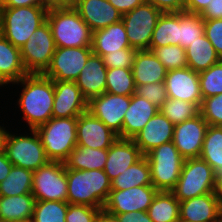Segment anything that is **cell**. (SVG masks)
I'll list each match as a JSON object with an SVG mask.
<instances>
[{
    "label": "cell",
    "mask_w": 222,
    "mask_h": 222,
    "mask_svg": "<svg viewBox=\"0 0 222 222\" xmlns=\"http://www.w3.org/2000/svg\"><path fill=\"white\" fill-rule=\"evenodd\" d=\"M47 22L56 47H91L93 32L75 8L48 10Z\"/></svg>",
    "instance_id": "cell-4"
},
{
    "label": "cell",
    "mask_w": 222,
    "mask_h": 222,
    "mask_svg": "<svg viewBox=\"0 0 222 222\" xmlns=\"http://www.w3.org/2000/svg\"><path fill=\"white\" fill-rule=\"evenodd\" d=\"M15 222H31V221H15Z\"/></svg>",
    "instance_id": "cell-60"
},
{
    "label": "cell",
    "mask_w": 222,
    "mask_h": 222,
    "mask_svg": "<svg viewBox=\"0 0 222 222\" xmlns=\"http://www.w3.org/2000/svg\"><path fill=\"white\" fill-rule=\"evenodd\" d=\"M162 13L155 6L144 2L122 15V22L131 48L149 50L153 31Z\"/></svg>",
    "instance_id": "cell-11"
},
{
    "label": "cell",
    "mask_w": 222,
    "mask_h": 222,
    "mask_svg": "<svg viewBox=\"0 0 222 222\" xmlns=\"http://www.w3.org/2000/svg\"><path fill=\"white\" fill-rule=\"evenodd\" d=\"M36 201L67 202L68 184L63 162L49 161L33 171L32 191Z\"/></svg>",
    "instance_id": "cell-9"
},
{
    "label": "cell",
    "mask_w": 222,
    "mask_h": 222,
    "mask_svg": "<svg viewBox=\"0 0 222 222\" xmlns=\"http://www.w3.org/2000/svg\"><path fill=\"white\" fill-rule=\"evenodd\" d=\"M158 190L153 185L111 190L103 209L117 215L134 211L147 212Z\"/></svg>",
    "instance_id": "cell-13"
},
{
    "label": "cell",
    "mask_w": 222,
    "mask_h": 222,
    "mask_svg": "<svg viewBox=\"0 0 222 222\" xmlns=\"http://www.w3.org/2000/svg\"><path fill=\"white\" fill-rule=\"evenodd\" d=\"M159 111L174 125L180 124L200 113L199 107L195 103L170 98L162 104Z\"/></svg>",
    "instance_id": "cell-39"
},
{
    "label": "cell",
    "mask_w": 222,
    "mask_h": 222,
    "mask_svg": "<svg viewBox=\"0 0 222 222\" xmlns=\"http://www.w3.org/2000/svg\"><path fill=\"white\" fill-rule=\"evenodd\" d=\"M9 131L0 126V153L5 152V143L8 136Z\"/></svg>",
    "instance_id": "cell-57"
},
{
    "label": "cell",
    "mask_w": 222,
    "mask_h": 222,
    "mask_svg": "<svg viewBox=\"0 0 222 222\" xmlns=\"http://www.w3.org/2000/svg\"><path fill=\"white\" fill-rule=\"evenodd\" d=\"M56 50L49 23L46 21L20 48L23 65L28 74H43L50 65Z\"/></svg>",
    "instance_id": "cell-10"
},
{
    "label": "cell",
    "mask_w": 222,
    "mask_h": 222,
    "mask_svg": "<svg viewBox=\"0 0 222 222\" xmlns=\"http://www.w3.org/2000/svg\"><path fill=\"white\" fill-rule=\"evenodd\" d=\"M35 202L32 193L0 196V219L4 222L31 221Z\"/></svg>",
    "instance_id": "cell-28"
},
{
    "label": "cell",
    "mask_w": 222,
    "mask_h": 222,
    "mask_svg": "<svg viewBox=\"0 0 222 222\" xmlns=\"http://www.w3.org/2000/svg\"><path fill=\"white\" fill-rule=\"evenodd\" d=\"M179 45V12L162 13L153 31L149 50Z\"/></svg>",
    "instance_id": "cell-32"
},
{
    "label": "cell",
    "mask_w": 222,
    "mask_h": 222,
    "mask_svg": "<svg viewBox=\"0 0 222 222\" xmlns=\"http://www.w3.org/2000/svg\"><path fill=\"white\" fill-rule=\"evenodd\" d=\"M215 194L220 201V205L222 208V173L216 175V188Z\"/></svg>",
    "instance_id": "cell-56"
},
{
    "label": "cell",
    "mask_w": 222,
    "mask_h": 222,
    "mask_svg": "<svg viewBox=\"0 0 222 222\" xmlns=\"http://www.w3.org/2000/svg\"><path fill=\"white\" fill-rule=\"evenodd\" d=\"M218 222H222V208H221V211H220V215H219V220Z\"/></svg>",
    "instance_id": "cell-58"
},
{
    "label": "cell",
    "mask_w": 222,
    "mask_h": 222,
    "mask_svg": "<svg viewBox=\"0 0 222 222\" xmlns=\"http://www.w3.org/2000/svg\"><path fill=\"white\" fill-rule=\"evenodd\" d=\"M29 135L24 133L18 136L9 132L5 143V154L14 166L35 171L50 160L38 133L31 129Z\"/></svg>",
    "instance_id": "cell-8"
},
{
    "label": "cell",
    "mask_w": 222,
    "mask_h": 222,
    "mask_svg": "<svg viewBox=\"0 0 222 222\" xmlns=\"http://www.w3.org/2000/svg\"><path fill=\"white\" fill-rule=\"evenodd\" d=\"M220 211V201L213 192L181 201L179 216L192 222H218Z\"/></svg>",
    "instance_id": "cell-22"
},
{
    "label": "cell",
    "mask_w": 222,
    "mask_h": 222,
    "mask_svg": "<svg viewBox=\"0 0 222 222\" xmlns=\"http://www.w3.org/2000/svg\"><path fill=\"white\" fill-rule=\"evenodd\" d=\"M33 171L12 166L9 175L0 183V196H16L32 191Z\"/></svg>",
    "instance_id": "cell-35"
},
{
    "label": "cell",
    "mask_w": 222,
    "mask_h": 222,
    "mask_svg": "<svg viewBox=\"0 0 222 222\" xmlns=\"http://www.w3.org/2000/svg\"><path fill=\"white\" fill-rule=\"evenodd\" d=\"M78 0H42V6L46 10L75 8Z\"/></svg>",
    "instance_id": "cell-52"
},
{
    "label": "cell",
    "mask_w": 222,
    "mask_h": 222,
    "mask_svg": "<svg viewBox=\"0 0 222 222\" xmlns=\"http://www.w3.org/2000/svg\"><path fill=\"white\" fill-rule=\"evenodd\" d=\"M68 184L67 202L75 205H86L103 209L111 181L104 170L66 169Z\"/></svg>",
    "instance_id": "cell-2"
},
{
    "label": "cell",
    "mask_w": 222,
    "mask_h": 222,
    "mask_svg": "<svg viewBox=\"0 0 222 222\" xmlns=\"http://www.w3.org/2000/svg\"><path fill=\"white\" fill-rule=\"evenodd\" d=\"M28 75L20 49L0 33V87L14 83Z\"/></svg>",
    "instance_id": "cell-26"
},
{
    "label": "cell",
    "mask_w": 222,
    "mask_h": 222,
    "mask_svg": "<svg viewBox=\"0 0 222 222\" xmlns=\"http://www.w3.org/2000/svg\"><path fill=\"white\" fill-rule=\"evenodd\" d=\"M107 68L101 56L92 54L75 81L82 95L89 101L105 93Z\"/></svg>",
    "instance_id": "cell-23"
},
{
    "label": "cell",
    "mask_w": 222,
    "mask_h": 222,
    "mask_svg": "<svg viewBox=\"0 0 222 222\" xmlns=\"http://www.w3.org/2000/svg\"><path fill=\"white\" fill-rule=\"evenodd\" d=\"M143 154L132 139L118 138L109 148L104 171L110 181L137 162Z\"/></svg>",
    "instance_id": "cell-21"
},
{
    "label": "cell",
    "mask_w": 222,
    "mask_h": 222,
    "mask_svg": "<svg viewBox=\"0 0 222 222\" xmlns=\"http://www.w3.org/2000/svg\"><path fill=\"white\" fill-rule=\"evenodd\" d=\"M180 202L171 191H158L147 213L152 222H178Z\"/></svg>",
    "instance_id": "cell-33"
},
{
    "label": "cell",
    "mask_w": 222,
    "mask_h": 222,
    "mask_svg": "<svg viewBox=\"0 0 222 222\" xmlns=\"http://www.w3.org/2000/svg\"><path fill=\"white\" fill-rule=\"evenodd\" d=\"M158 111L159 109L150 101L134 93L131 96L130 106L125 112L122 133L118 137L133 139Z\"/></svg>",
    "instance_id": "cell-24"
},
{
    "label": "cell",
    "mask_w": 222,
    "mask_h": 222,
    "mask_svg": "<svg viewBox=\"0 0 222 222\" xmlns=\"http://www.w3.org/2000/svg\"><path fill=\"white\" fill-rule=\"evenodd\" d=\"M210 3L211 0H185L184 11L200 15Z\"/></svg>",
    "instance_id": "cell-51"
},
{
    "label": "cell",
    "mask_w": 222,
    "mask_h": 222,
    "mask_svg": "<svg viewBox=\"0 0 222 222\" xmlns=\"http://www.w3.org/2000/svg\"><path fill=\"white\" fill-rule=\"evenodd\" d=\"M135 91L136 85L132 69H107L105 92L110 94L132 96Z\"/></svg>",
    "instance_id": "cell-36"
},
{
    "label": "cell",
    "mask_w": 222,
    "mask_h": 222,
    "mask_svg": "<svg viewBox=\"0 0 222 222\" xmlns=\"http://www.w3.org/2000/svg\"><path fill=\"white\" fill-rule=\"evenodd\" d=\"M12 84L22 85V93L17 99L29 130L45 124L53 117L54 81L43 74H28Z\"/></svg>",
    "instance_id": "cell-1"
},
{
    "label": "cell",
    "mask_w": 222,
    "mask_h": 222,
    "mask_svg": "<svg viewBox=\"0 0 222 222\" xmlns=\"http://www.w3.org/2000/svg\"><path fill=\"white\" fill-rule=\"evenodd\" d=\"M199 110L208 125L222 126V94L203 98Z\"/></svg>",
    "instance_id": "cell-42"
},
{
    "label": "cell",
    "mask_w": 222,
    "mask_h": 222,
    "mask_svg": "<svg viewBox=\"0 0 222 222\" xmlns=\"http://www.w3.org/2000/svg\"><path fill=\"white\" fill-rule=\"evenodd\" d=\"M174 124L158 111L132 139L143 155L173 141Z\"/></svg>",
    "instance_id": "cell-19"
},
{
    "label": "cell",
    "mask_w": 222,
    "mask_h": 222,
    "mask_svg": "<svg viewBox=\"0 0 222 222\" xmlns=\"http://www.w3.org/2000/svg\"><path fill=\"white\" fill-rule=\"evenodd\" d=\"M199 158L216 174L222 173V126L208 125Z\"/></svg>",
    "instance_id": "cell-34"
},
{
    "label": "cell",
    "mask_w": 222,
    "mask_h": 222,
    "mask_svg": "<svg viewBox=\"0 0 222 222\" xmlns=\"http://www.w3.org/2000/svg\"><path fill=\"white\" fill-rule=\"evenodd\" d=\"M145 156L150 167L152 185L158 191H171L180 177L185 161L173 141L154 148Z\"/></svg>",
    "instance_id": "cell-7"
},
{
    "label": "cell",
    "mask_w": 222,
    "mask_h": 222,
    "mask_svg": "<svg viewBox=\"0 0 222 222\" xmlns=\"http://www.w3.org/2000/svg\"><path fill=\"white\" fill-rule=\"evenodd\" d=\"M216 173L201 158L185 159L180 177L171 190L181 201L215 192Z\"/></svg>",
    "instance_id": "cell-6"
},
{
    "label": "cell",
    "mask_w": 222,
    "mask_h": 222,
    "mask_svg": "<svg viewBox=\"0 0 222 222\" xmlns=\"http://www.w3.org/2000/svg\"><path fill=\"white\" fill-rule=\"evenodd\" d=\"M92 54L91 47H56L43 75L53 81H76Z\"/></svg>",
    "instance_id": "cell-12"
},
{
    "label": "cell",
    "mask_w": 222,
    "mask_h": 222,
    "mask_svg": "<svg viewBox=\"0 0 222 222\" xmlns=\"http://www.w3.org/2000/svg\"><path fill=\"white\" fill-rule=\"evenodd\" d=\"M109 3L122 15L132 11L137 6L142 5L144 0H108Z\"/></svg>",
    "instance_id": "cell-49"
},
{
    "label": "cell",
    "mask_w": 222,
    "mask_h": 222,
    "mask_svg": "<svg viewBox=\"0 0 222 222\" xmlns=\"http://www.w3.org/2000/svg\"><path fill=\"white\" fill-rule=\"evenodd\" d=\"M47 14L43 6L0 8V33L20 49L47 21Z\"/></svg>",
    "instance_id": "cell-3"
},
{
    "label": "cell",
    "mask_w": 222,
    "mask_h": 222,
    "mask_svg": "<svg viewBox=\"0 0 222 222\" xmlns=\"http://www.w3.org/2000/svg\"><path fill=\"white\" fill-rule=\"evenodd\" d=\"M88 110V101L75 81H54V118L78 117Z\"/></svg>",
    "instance_id": "cell-18"
},
{
    "label": "cell",
    "mask_w": 222,
    "mask_h": 222,
    "mask_svg": "<svg viewBox=\"0 0 222 222\" xmlns=\"http://www.w3.org/2000/svg\"><path fill=\"white\" fill-rule=\"evenodd\" d=\"M204 35V20L199 14L179 12V45L188 47Z\"/></svg>",
    "instance_id": "cell-37"
},
{
    "label": "cell",
    "mask_w": 222,
    "mask_h": 222,
    "mask_svg": "<svg viewBox=\"0 0 222 222\" xmlns=\"http://www.w3.org/2000/svg\"><path fill=\"white\" fill-rule=\"evenodd\" d=\"M13 164L7 159L5 152L0 153V183L9 175Z\"/></svg>",
    "instance_id": "cell-54"
},
{
    "label": "cell",
    "mask_w": 222,
    "mask_h": 222,
    "mask_svg": "<svg viewBox=\"0 0 222 222\" xmlns=\"http://www.w3.org/2000/svg\"><path fill=\"white\" fill-rule=\"evenodd\" d=\"M123 48L131 46L122 20L92 33L91 49L95 55L103 57Z\"/></svg>",
    "instance_id": "cell-25"
},
{
    "label": "cell",
    "mask_w": 222,
    "mask_h": 222,
    "mask_svg": "<svg viewBox=\"0 0 222 222\" xmlns=\"http://www.w3.org/2000/svg\"><path fill=\"white\" fill-rule=\"evenodd\" d=\"M144 1L146 3L155 6L163 13L184 11L185 0H144Z\"/></svg>",
    "instance_id": "cell-47"
},
{
    "label": "cell",
    "mask_w": 222,
    "mask_h": 222,
    "mask_svg": "<svg viewBox=\"0 0 222 222\" xmlns=\"http://www.w3.org/2000/svg\"><path fill=\"white\" fill-rule=\"evenodd\" d=\"M42 6V0H0V8Z\"/></svg>",
    "instance_id": "cell-53"
},
{
    "label": "cell",
    "mask_w": 222,
    "mask_h": 222,
    "mask_svg": "<svg viewBox=\"0 0 222 222\" xmlns=\"http://www.w3.org/2000/svg\"><path fill=\"white\" fill-rule=\"evenodd\" d=\"M207 127L200 113L174 125L173 143L184 159L199 158Z\"/></svg>",
    "instance_id": "cell-15"
},
{
    "label": "cell",
    "mask_w": 222,
    "mask_h": 222,
    "mask_svg": "<svg viewBox=\"0 0 222 222\" xmlns=\"http://www.w3.org/2000/svg\"><path fill=\"white\" fill-rule=\"evenodd\" d=\"M136 51L137 50L133 48H123L121 50H118V52H111L105 54L102 57L103 62L107 69L111 68L132 69Z\"/></svg>",
    "instance_id": "cell-44"
},
{
    "label": "cell",
    "mask_w": 222,
    "mask_h": 222,
    "mask_svg": "<svg viewBox=\"0 0 222 222\" xmlns=\"http://www.w3.org/2000/svg\"><path fill=\"white\" fill-rule=\"evenodd\" d=\"M132 72L135 85L164 82L167 70L151 50H137Z\"/></svg>",
    "instance_id": "cell-27"
},
{
    "label": "cell",
    "mask_w": 222,
    "mask_h": 222,
    "mask_svg": "<svg viewBox=\"0 0 222 222\" xmlns=\"http://www.w3.org/2000/svg\"><path fill=\"white\" fill-rule=\"evenodd\" d=\"M68 202L36 201L31 222H65Z\"/></svg>",
    "instance_id": "cell-38"
},
{
    "label": "cell",
    "mask_w": 222,
    "mask_h": 222,
    "mask_svg": "<svg viewBox=\"0 0 222 222\" xmlns=\"http://www.w3.org/2000/svg\"><path fill=\"white\" fill-rule=\"evenodd\" d=\"M100 210L92 206L68 204L65 222H95Z\"/></svg>",
    "instance_id": "cell-45"
},
{
    "label": "cell",
    "mask_w": 222,
    "mask_h": 222,
    "mask_svg": "<svg viewBox=\"0 0 222 222\" xmlns=\"http://www.w3.org/2000/svg\"><path fill=\"white\" fill-rule=\"evenodd\" d=\"M188 67L200 73L218 63L221 58L204 34L185 48Z\"/></svg>",
    "instance_id": "cell-29"
},
{
    "label": "cell",
    "mask_w": 222,
    "mask_h": 222,
    "mask_svg": "<svg viewBox=\"0 0 222 222\" xmlns=\"http://www.w3.org/2000/svg\"><path fill=\"white\" fill-rule=\"evenodd\" d=\"M135 94L147 99L158 109L168 99L166 86L164 82L148 83L136 86Z\"/></svg>",
    "instance_id": "cell-43"
},
{
    "label": "cell",
    "mask_w": 222,
    "mask_h": 222,
    "mask_svg": "<svg viewBox=\"0 0 222 222\" xmlns=\"http://www.w3.org/2000/svg\"><path fill=\"white\" fill-rule=\"evenodd\" d=\"M143 185H152L150 167L145 155L111 181V190H125Z\"/></svg>",
    "instance_id": "cell-31"
},
{
    "label": "cell",
    "mask_w": 222,
    "mask_h": 222,
    "mask_svg": "<svg viewBox=\"0 0 222 222\" xmlns=\"http://www.w3.org/2000/svg\"><path fill=\"white\" fill-rule=\"evenodd\" d=\"M108 149H92L76 146L64 162L66 169L103 170L107 161Z\"/></svg>",
    "instance_id": "cell-30"
},
{
    "label": "cell",
    "mask_w": 222,
    "mask_h": 222,
    "mask_svg": "<svg viewBox=\"0 0 222 222\" xmlns=\"http://www.w3.org/2000/svg\"><path fill=\"white\" fill-rule=\"evenodd\" d=\"M75 9L92 32L122 20V14L108 0H78Z\"/></svg>",
    "instance_id": "cell-20"
},
{
    "label": "cell",
    "mask_w": 222,
    "mask_h": 222,
    "mask_svg": "<svg viewBox=\"0 0 222 222\" xmlns=\"http://www.w3.org/2000/svg\"><path fill=\"white\" fill-rule=\"evenodd\" d=\"M95 222H120L117 215H113L104 209H101L96 216Z\"/></svg>",
    "instance_id": "cell-55"
},
{
    "label": "cell",
    "mask_w": 222,
    "mask_h": 222,
    "mask_svg": "<svg viewBox=\"0 0 222 222\" xmlns=\"http://www.w3.org/2000/svg\"><path fill=\"white\" fill-rule=\"evenodd\" d=\"M117 217L120 222H152L149 214L143 211L117 214Z\"/></svg>",
    "instance_id": "cell-50"
},
{
    "label": "cell",
    "mask_w": 222,
    "mask_h": 222,
    "mask_svg": "<svg viewBox=\"0 0 222 222\" xmlns=\"http://www.w3.org/2000/svg\"><path fill=\"white\" fill-rule=\"evenodd\" d=\"M200 16L203 20L222 19V0H211Z\"/></svg>",
    "instance_id": "cell-48"
},
{
    "label": "cell",
    "mask_w": 222,
    "mask_h": 222,
    "mask_svg": "<svg viewBox=\"0 0 222 222\" xmlns=\"http://www.w3.org/2000/svg\"><path fill=\"white\" fill-rule=\"evenodd\" d=\"M167 71L188 67L185 49L180 45H167L152 50Z\"/></svg>",
    "instance_id": "cell-41"
},
{
    "label": "cell",
    "mask_w": 222,
    "mask_h": 222,
    "mask_svg": "<svg viewBox=\"0 0 222 222\" xmlns=\"http://www.w3.org/2000/svg\"><path fill=\"white\" fill-rule=\"evenodd\" d=\"M178 222H192V221L179 220Z\"/></svg>",
    "instance_id": "cell-59"
},
{
    "label": "cell",
    "mask_w": 222,
    "mask_h": 222,
    "mask_svg": "<svg viewBox=\"0 0 222 222\" xmlns=\"http://www.w3.org/2000/svg\"><path fill=\"white\" fill-rule=\"evenodd\" d=\"M199 84L202 98H209L222 94V59L199 73Z\"/></svg>",
    "instance_id": "cell-40"
},
{
    "label": "cell",
    "mask_w": 222,
    "mask_h": 222,
    "mask_svg": "<svg viewBox=\"0 0 222 222\" xmlns=\"http://www.w3.org/2000/svg\"><path fill=\"white\" fill-rule=\"evenodd\" d=\"M164 83L168 98L195 103L200 108L203 98L199 84V73L189 67L169 70Z\"/></svg>",
    "instance_id": "cell-16"
},
{
    "label": "cell",
    "mask_w": 222,
    "mask_h": 222,
    "mask_svg": "<svg viewBox=\"0 0 222 222\" xmlns=\"http://www.w3.org/2000/svg\"><path fill=\"white\" fill-rule=\"evenodd\" d=\"M35 131L50 161L64 163L77 146V117H52Z\"/></svg>",
    "instance_id": "cell-5"
},
{
    "label": "cell",
    "mask_w": 222,
    "mask_h": 222,
    "mask_svg": "<svg viewBox=\"0 0 222 222\" xmlns=\"http://www.w3.org/2000/svg\"><path fill=\"white\" fill-rule=\"evenodd\" d=\"M204 34L222 59V19L204 20Z\"/></svg>",
    "instance_id": "cell-46"
},
{
    "label": "cell",
    "mask_w": 222,
    "mask_h": 222,
    "mask_svg": "<svg viewBox=\"0 0 222 222\" xmlns=\"http://www.w3.org/2000/svg\"><path fill=\"white\" fill-rule=\"evenodd\" d=\"M118 135L89 111L77 117V146L92 149H108Z\"/></svg>",
    "instance_id": "cell-17"
},
{
    "label": "cell",
    "mask_w": 222,
    "mask_h": 222,
    "mask_svg": "<svg viewBox=\"0 0 222 222\" xmlns=\"http://www.w3.org/2000/svg\"><path fill=\"white\" fill-rule=\"evenodd\" d=\"M131 96L105 92L88 101V110L118 136L122 133L125 112L130 106Z\"/></svg>",
    "instance_id": "cell-14"
}]
</instances>
